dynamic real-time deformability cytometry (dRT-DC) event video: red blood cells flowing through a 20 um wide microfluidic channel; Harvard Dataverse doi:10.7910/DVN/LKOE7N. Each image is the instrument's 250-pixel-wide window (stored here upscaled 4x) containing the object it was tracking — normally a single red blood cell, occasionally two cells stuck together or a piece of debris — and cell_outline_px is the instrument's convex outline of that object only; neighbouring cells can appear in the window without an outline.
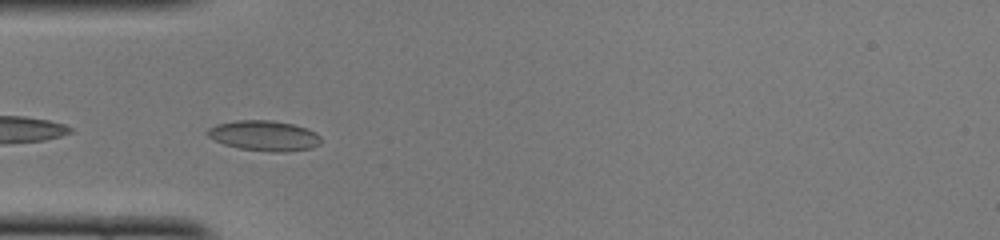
{"species": "common noctule bat (a hibernating species)", "species_latin": "Nyctalus noctula", "temperature_condition": "cold", "stored_images_in_passage": 44, "camera_frame_rate_fps": 3000, "um_per_image_px": 0.085, "animal": {"sex": "female", "body_mass_g": 22.0, "forearm_length_mm": 56.7}, "frame": {"image": 1, "passage_image": 10, "time_ms": 3.0, "image_size_px": [1000, 240], "cell_outline_px": [[320, 144], [312, 148], [288, 152], [272, 152], [240, 148], [224, 144], [208, 136], [208, 128], [216, 124], [236, 120], [272, 120], [292, 124], [316, 132], [320, 136]], "centroid_in_image_um": [22.48, 11.53], "position_along_channel_um": 62.5, "area_um2": 19.94}}
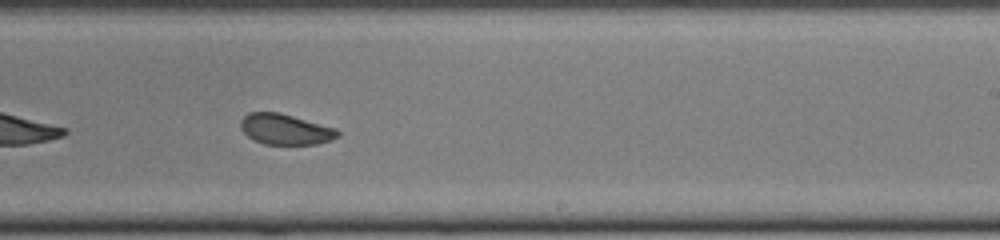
{"frame": {"image": 2, "passage_image": 25, "time_ms": 8.0, "image_size_px": [1000, 240], "cell_outline_px": [[340, 136], [332, 140], [316, 144], [264, 144], [248, 136], [240, 128], [240, 120], [248, 112], [280, 112], [336, 128], [340, 132]], "centroid_in_image_um": [24.27, 10.98], "position_along_channel_um": 264.7, "area_um2": 17.4}}
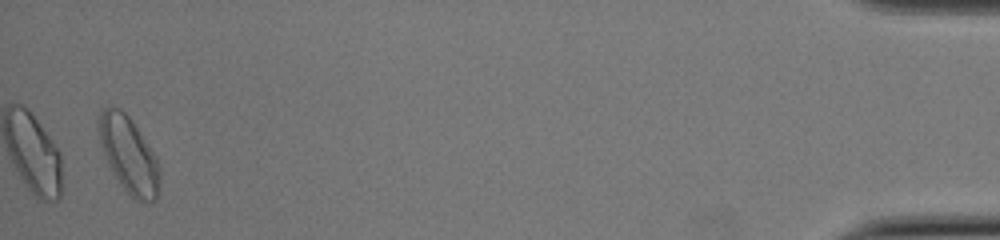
{"frame": {"image": 3, "passage_image": 43, "time_ms": 14.0, "image_size_px": [1000, 240], "cell_outline_px": [[160, 184], [156, 200], [140, 204], [124, 188], [108, 164], [100, 140], [100, 108], [108, 104], [120, 108], [132, 120], [156, 156], [160, 172]], "centroid_in_image_um": [10.98, 13.15], "position_along_channel_um": 424.2, "area_um2": 26.82}, "authors_computed_cell_mechanics": {"area_um2": 18.9873, "velocity_mm_per_s": 4.0776, "shape_relaxation_time_tau1_ms": 7.3895, "shape_relaxation_time_tau2_ms": 1.1917, "deformation_change_tau1": 0.1036, "deformation_change_tau2": 0.0541}}